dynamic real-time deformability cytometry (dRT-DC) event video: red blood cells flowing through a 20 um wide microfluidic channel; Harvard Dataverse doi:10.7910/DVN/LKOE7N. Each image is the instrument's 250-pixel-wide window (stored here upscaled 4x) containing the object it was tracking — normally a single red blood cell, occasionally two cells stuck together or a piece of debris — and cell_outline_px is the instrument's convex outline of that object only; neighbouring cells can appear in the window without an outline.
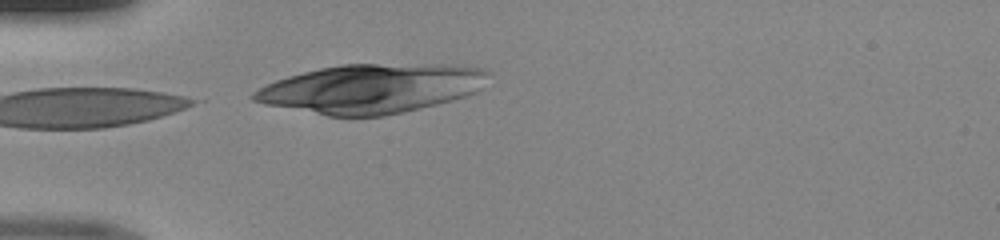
{"species": "human", "species_latin": "Homo sapiens", "temperature_condition": "room temperature", "stored_images_in_passage": 17, "camera_frame_rate_fps": 3000, "um_per_image_px": 0.085, "donor": {"sex": "male"}, "frame": {"image": 1, "passage_image": 1, "time_ms": 0.0, "image_size_px": [1000, 240], "cell_outline_px": [[488, 72], [480, 88], [476, 92], [464, 96], [436, 104], [404, 112], [384, 116], [328, 116], [268, 104], [252, 100], [252, 92], [276, 80], [288, 76], [320, 68], [340, 64], [376, 64], [480, 68]], "centroid_in_image_um": [31.47, 7.55], "position_along_channel_um": 53.5, "area_um2": 65.31}}